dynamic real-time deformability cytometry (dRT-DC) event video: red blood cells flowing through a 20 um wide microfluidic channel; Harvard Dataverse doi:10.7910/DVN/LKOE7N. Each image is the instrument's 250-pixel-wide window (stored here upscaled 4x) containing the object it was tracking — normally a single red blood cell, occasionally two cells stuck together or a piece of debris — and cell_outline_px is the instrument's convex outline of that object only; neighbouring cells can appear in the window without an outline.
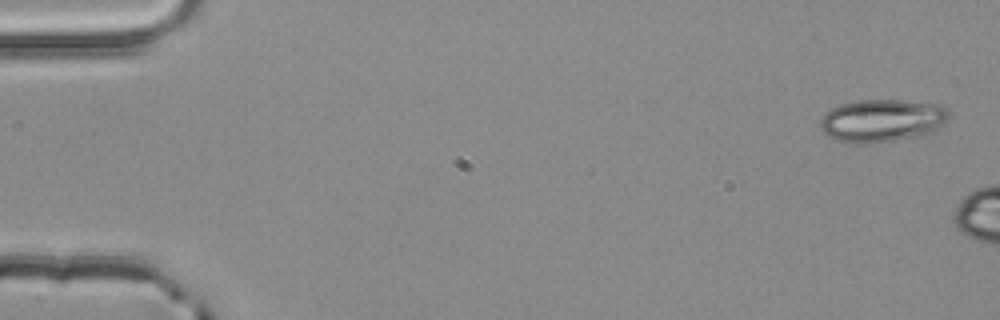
{"species": "common noctule bat (a hibernating species)", "species_latin": "Nyctalus noctula", "temperature_condition": "room temperature", "stored_images_in_passage": 4, "camera_frame_rate_fps": 3000, "um_per_image_px": 0.085, "animal": {"sex": "male", "body_mass_g": 20.4}, "frame": {"image": 1, "passage_image": 1, "time_ms": 0.0, "image_size_px": [1000, 320], "cell_outline_px": [[948, 116], [944, 124], [928, 132], [916, 136], [868, 144], [852, 144], [836, 140], [828, 136], [820, 128], [820, 120], [824, 112], [840, 104], [860, 100], [900, 100], [944, 104], [948, 108]], "centroid_in_image_um": [74.94, 10.23], "position_along_channel_um": 10.1, "area_um2": 32.14}}